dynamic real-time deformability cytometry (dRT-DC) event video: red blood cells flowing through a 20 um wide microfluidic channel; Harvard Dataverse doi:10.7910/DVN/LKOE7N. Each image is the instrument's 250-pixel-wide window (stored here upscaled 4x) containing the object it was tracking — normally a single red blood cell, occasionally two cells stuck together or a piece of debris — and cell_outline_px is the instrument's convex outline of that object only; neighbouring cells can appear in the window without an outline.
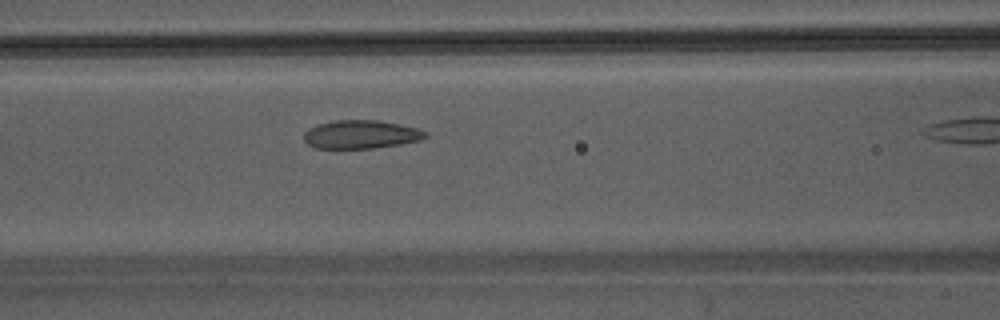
{"species": "Egyptian fruit bat (a non-hibernating species)", "species_latin": "Rousettus aegyptiacus", "temperature_condition": "warm", "stored_images_in_passage": 10, "camera_frame_rate_fps": 3000, "um_per_image_px": 0.085, "animal": {"sex": "male"}, "frame": {"image": 1, "passage_image": 9, "time_ms": 2.667, "image_size_px": [1000, 320], "cell_outline_px": [[428, 136], [420, 140], [372, 148], [312, 148], [304, 140], [304, 132], [308, 128], [316, 124], [332, 120], [376, 120], [400, 124], [416, 128], [428, 132]], "centroid_in_image_um": [30.63, 11.41], "position_along_channel_um": 136.0, "area_um2": 20.11}}